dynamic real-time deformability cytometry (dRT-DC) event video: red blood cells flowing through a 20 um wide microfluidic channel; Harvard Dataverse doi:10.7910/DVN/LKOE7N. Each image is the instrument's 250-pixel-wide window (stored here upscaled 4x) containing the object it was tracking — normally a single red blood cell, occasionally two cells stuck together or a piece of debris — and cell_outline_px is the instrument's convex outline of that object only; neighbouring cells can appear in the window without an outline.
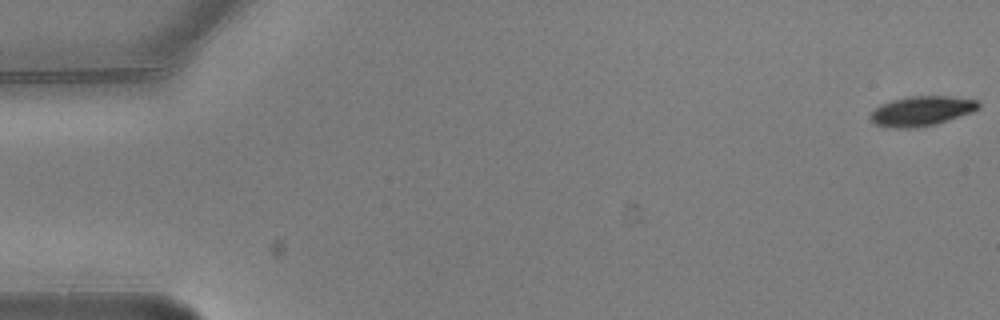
{"species": "common noctule bat (a hibernating species)", "species_latin": "Nyctalus noctula", "temperature_condition": "warm", "stored_images_in_passage": 10, "camera_frame_rate_fps": 3000, "um_per_image_px": 0.085, "animal": {"sex": "male", "body_mass_g": 20.5, "forearm_length_mm": 52.5}, "frame": {"image": 1, "passage_image": 1, "time_ms": 0.0, "image_size_px": [1000, 320], "cell_outline_px": [[980, 108], [972, 112], [936, 124], [916, 128], [896, 128], [876, 124], [868, 116], [880, 104], [892, 100], [908, 96], [948, 96], [980, 100]], "centroid_in_image_um": [78.36, 9.43], "position_along_channel_um": 6.6, "area_um2": 18.79}}
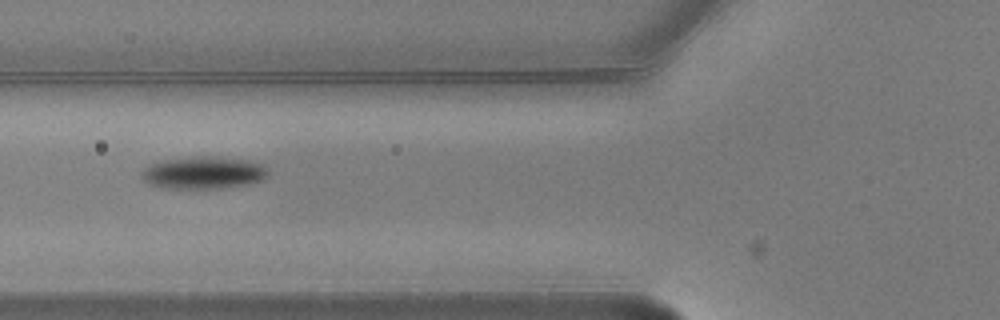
{"frame": {"image": 2, "passage_image": 7, "time_ms": 2.0, "image_size_px": [1000, 320], "cell_outline_px": [[268, 172], [264, 180], [224, 188], [164, 188], [148, 184], [144, 180], [140, 172], [148, 164], [164, 160], [196, 156], [208, 156], [248, 160], [260, 164]], "centroid_in_image_um": [17.24, 14.68], "position_along_channel_um": 108.6, "area_um2": 23.7}}
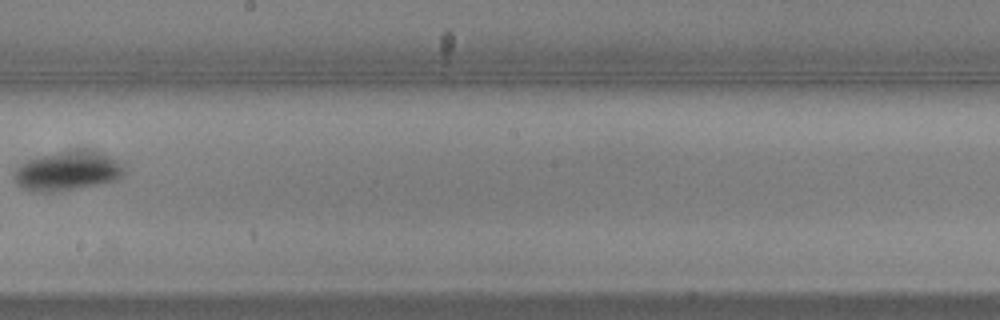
{"frame": {"image": 3, "passage_image": 10, "time_ms": 3.0, "image_size_px": [1000, 320], "cell_outline_px": [[128, 172], [120, 180], [64, 192], [32, 192], [16, 184], [12, 180], [12, 176], [16, 168], [28, 160], [40, 156], [60, 152], [92, 152], [108, 156], [120, 160], [128, 164]], "centroid_in_image_um": [5.81, 14.6], "position_along_channel_um": 242.4, "area_um2": 25.66}}